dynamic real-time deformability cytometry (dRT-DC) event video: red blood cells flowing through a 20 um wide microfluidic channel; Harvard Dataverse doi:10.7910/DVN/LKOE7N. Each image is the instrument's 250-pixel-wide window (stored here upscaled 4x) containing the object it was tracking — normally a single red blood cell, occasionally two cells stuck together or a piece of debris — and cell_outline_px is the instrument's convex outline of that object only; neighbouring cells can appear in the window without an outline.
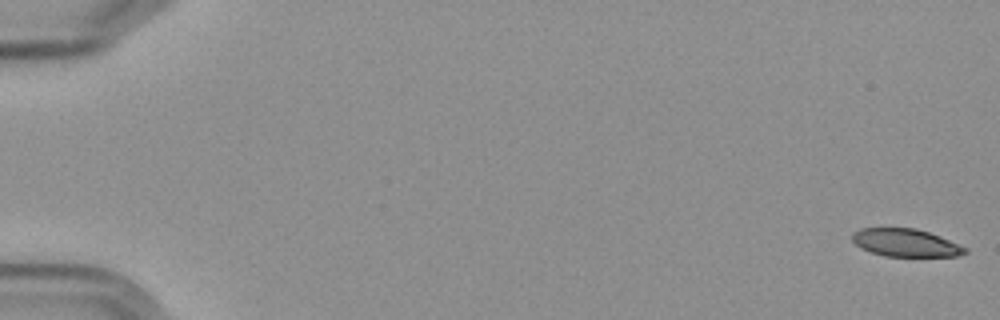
{"species": "Egyptian fruit bat (a non-hibernating species)", "species_latin": "Rousettus aegyptiacus", "temperature_condition": "cold", "stored_images_in_passage": 9, "camera_frame_rate_fps": 3000, "um_per_image_px": 0.085, "frame": {"image": 1, "passage_image": 1, "time_ms": 0.0, "image_size_px": [1000, 320], "cell_outline_px": [[968, 252], [960, 256], [884, 256], [860, 248], [852, 240], [852, 232], [860, 228], [916, 228], [940, 236], [968, 248]], "centroid_in_image_um": [76.99, 20.63], "position_along_channel_um": 8.0, "area_um2": 18.32}}
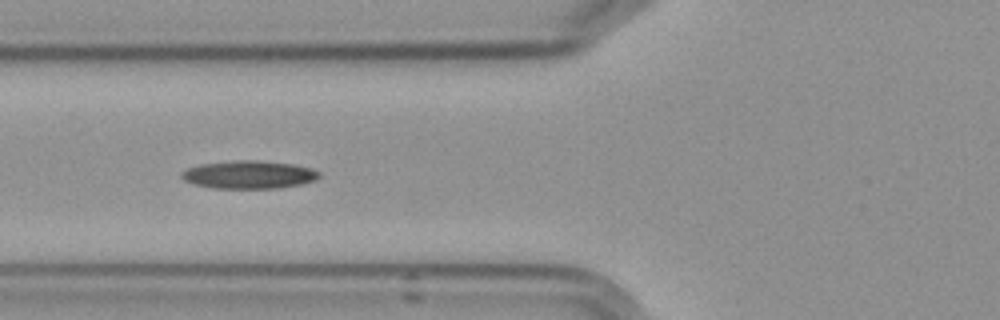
{"frame": {"image": 2, "passage_image": 7, "time_ms": 7.333, "image_size_px": [1000, 320], "cell_outline_px": [[320, 176], [316, 180], [300, 184], [280, 188], [212, 188], [192, 184], [184, 180], [180, 176], [180, 172], [188, 168], [200, 164], [236, 160], [256, 160], [292, 164], [308, 168], [320, 172]], "centroid_in_image_um": [21.11, 14.85], "position_along_channel_um": 104.7, "area_um2": 22.43}}
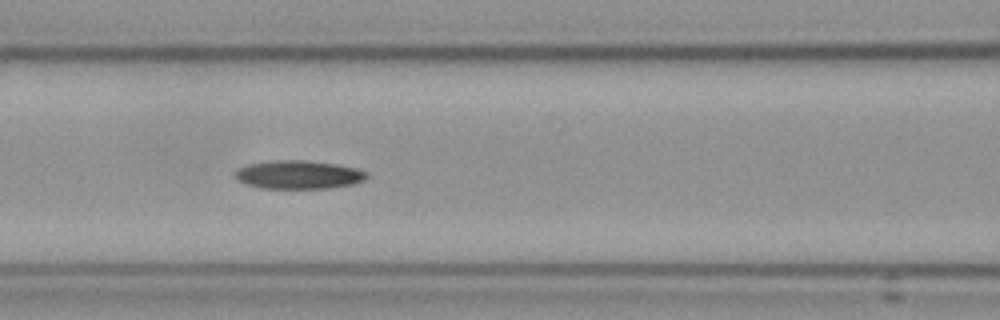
{"frame": {"image": 3, "passage_image": 8, "time_ms": 8.333, "image_size_px": [1000, 320], "cell_outline_px": [[368, 176], [364, 180], [352, 184], [328, 188], [260, 188], [236, 180], [236, 172], [240, 168], [248, 164], [272, 160], [308, 160], [336, 164], [356, 168], [368, 172]], "centroid_in_image_um": [25.4, 14.84], "position_along_channel_um": 141.2, "area_um2": 21.73}}